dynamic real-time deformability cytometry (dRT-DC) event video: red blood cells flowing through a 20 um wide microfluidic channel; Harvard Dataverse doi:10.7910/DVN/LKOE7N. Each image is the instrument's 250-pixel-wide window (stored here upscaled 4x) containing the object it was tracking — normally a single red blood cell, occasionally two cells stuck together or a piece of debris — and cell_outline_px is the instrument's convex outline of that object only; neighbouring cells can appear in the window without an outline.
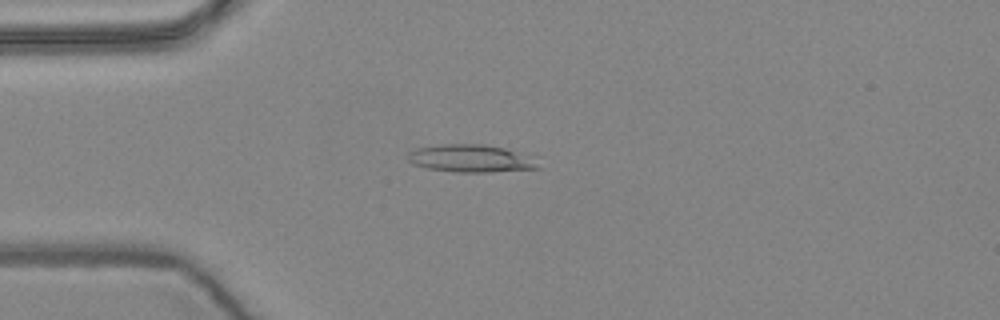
{"species": "common noctule bat (a hibernating species)", "species_latin": "Nyctalus noctula", "temperature_condition": "warm", "stored_images_in_passage": 6, "camera_frame_rate_fps": 3000, "um_per_image_px": 0.085, "animal": {"sex": "female", "body_mass_g": 24.6, "forearm_length_mm": 56.2}, "frame": {"image": 1, "passage_image": 4, "time_ms": 1.0, "image_size_px": [1000, 320], "cell_outline_px": [[540, 168], [488, 172], [456, 172], [428, 168], [412, 164], [408, 160], [408, 152], [416, 148], [440, 144], [484, 144], [504, 148], [540, 156]], "centroid_in_image_um": [40.14, 13.46], "position_along_channel_um": 44.9, "area_um2": 21.5}}
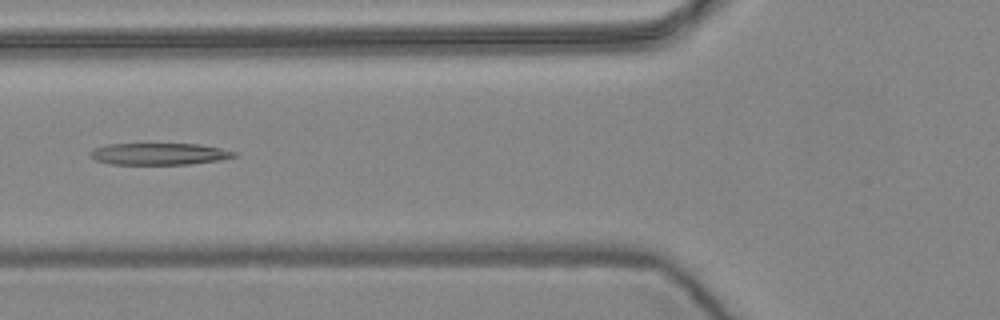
{"frame": {"image": 2, "passage_image": 6, "time_ms": 1.667, "image_size_px": [1000, 320], "cell_outline_px": [[236, 156], [220, 160], [188, 164], [112, 164], [96, 160], [88, 156], [92, 148], [108, 144], [200, 144], [220, 148], [236, 152]], "centroid_in_image_um": [13.49, 13.08], "position_along_channel_um": 112.3, "area_um2": 18.21}}